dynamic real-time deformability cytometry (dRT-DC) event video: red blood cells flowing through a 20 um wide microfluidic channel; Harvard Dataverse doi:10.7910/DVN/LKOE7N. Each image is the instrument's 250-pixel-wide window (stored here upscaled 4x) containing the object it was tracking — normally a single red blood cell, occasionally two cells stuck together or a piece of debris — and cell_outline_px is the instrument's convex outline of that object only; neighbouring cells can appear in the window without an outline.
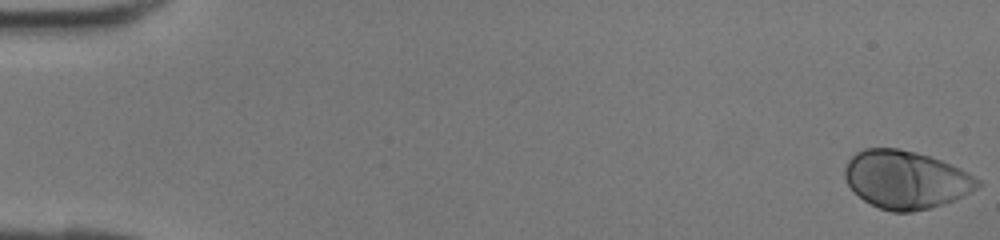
{"species": "human", "species_latin": "Homo sapiens", "temperature_condition": "room temperature", "stored_images_in_passage": 42, "camera_frame_rate_fps": 3000, "um_per_image_px": 0.085, "donor": {"sex": "female"}, "frame": {"image": 1, "passage_image": 1, "time_ms": 0.0, "image_size_px": [1000, 240], "cell_outline_px": [[984, 184], [956, 200], [944, 204], [912, 212], [892, 212], [880, 208], [864, 200], [848, 184], [844, 176], [844, 168], [848, 160], [856, 152], [864, 148], [896, 148], [916, 152], [940, 160], [960, 168], [968, 172], [980, 180]], "centroid_in_image_um": [77.02, 15.27], "position_along_channel_um": 8.0, "area_um2": 44.85}}
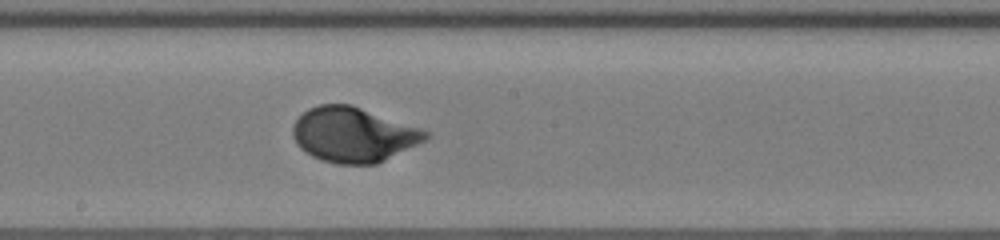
{"frame": {"image": 2, "passage_image": 24, "time_ms": 7.667, "image_size_px": [1000, 240], "cell_outline_px": [[428, 140], [376, 164], [336, 164], [320, 160], [312, 156], [300, 148], [292, 136], [292, 128], [296, 120], [308, 108], [320, 104], [352, 104], [424, 128], [428, 132]], "centroid_in_image_um": [30.07, 11.44], "position_along_channel_um": 218.1, "area_um2": 42.95}}
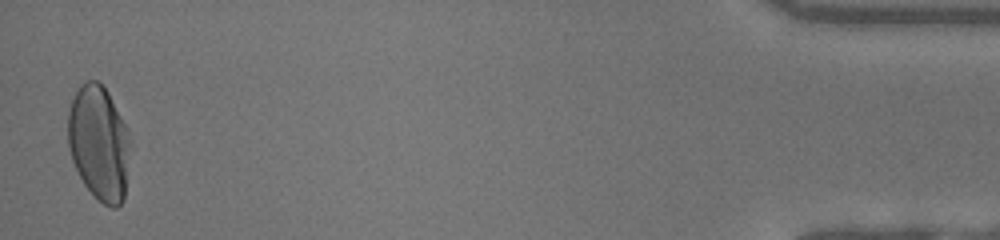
{"frame": {"image": 3, "passage_image": 42, "time_ms": 13.667, "image_size_px": [1000, 240], "cell_outline_px": [[128, 148], [124, 200], [116, 208], [112, 208], [104, 204], [84, 184], [72, 160], [68, 148], [68, 112], [72, 100], [80, 84], [84, 80], [96, 80], [108, 92], [128, 128]], "centroid_in_image_um": [8.38, 12.12], "position_along_channel_um": 426.8, "area_um2": 41.1}}